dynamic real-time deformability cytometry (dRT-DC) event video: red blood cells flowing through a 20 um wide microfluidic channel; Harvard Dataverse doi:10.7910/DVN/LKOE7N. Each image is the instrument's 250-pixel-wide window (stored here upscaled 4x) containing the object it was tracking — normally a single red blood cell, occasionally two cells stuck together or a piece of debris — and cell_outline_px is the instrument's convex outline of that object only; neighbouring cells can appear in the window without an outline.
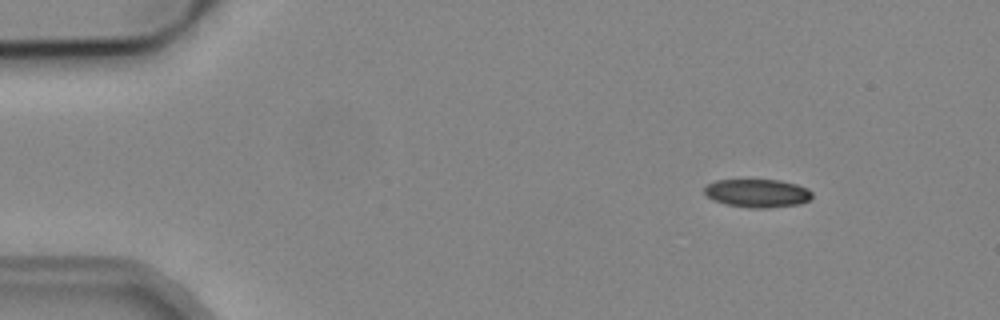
{"species": "common noctule bat (a hibernating species)", "species_latin": "Nyctalus noctula", "temperature_condition": "cold", "stored_images_in_passage": 8, "camera_frame_rate_fps": 3000, "um_per_image_px": 0.085, "animal": {"sex": "male", "body_mass_g": 19.2, "forearm_length_mm": 51.8}, "frame": {"image": 1, "passage_image": 2, "time_ms": 1.333, "image_size_px": [1000, 320], "cell_outline_px": [[812, 196], [808, 200], [800, 204], [768, 208], [748, 208], [724, 204], [712, 200], [704, 192], [704, 188], [708, 184], [716, 180], [780, 180], [796, 184], [808, 188], [812, 192]], "centroid_in_image_um": [64.37, 16.43], "position_along_channel_um": 20.6, "area_um2": 17.86}}
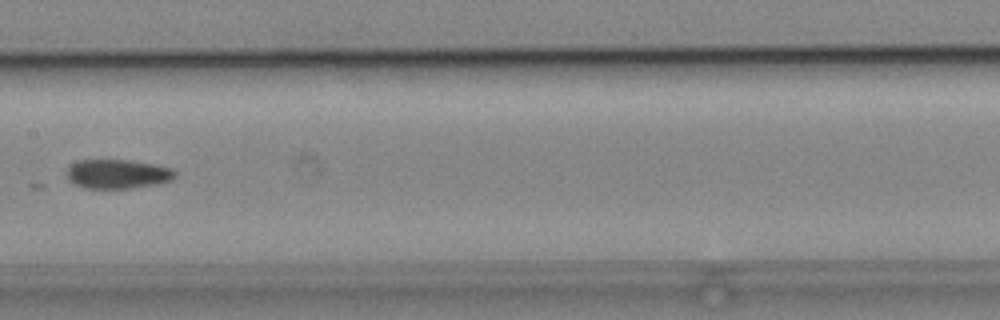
{"frame": {"image": 2, "passage_image": 8, "time_ms": 8.333, "image_size_px": [1000, 320], "cell_outline_px": [[176, 176], [172, 180], [160, 184], [132, 188], [84, 188], [68, 180], [68, 168], [76, 160], [128, 160], [152, 164], [172, 168], [176, 172]], "centroid_in_image_um": [10.03, 14.79], "position_along_channel_um": 197.4, "area_um2": 18.44}}